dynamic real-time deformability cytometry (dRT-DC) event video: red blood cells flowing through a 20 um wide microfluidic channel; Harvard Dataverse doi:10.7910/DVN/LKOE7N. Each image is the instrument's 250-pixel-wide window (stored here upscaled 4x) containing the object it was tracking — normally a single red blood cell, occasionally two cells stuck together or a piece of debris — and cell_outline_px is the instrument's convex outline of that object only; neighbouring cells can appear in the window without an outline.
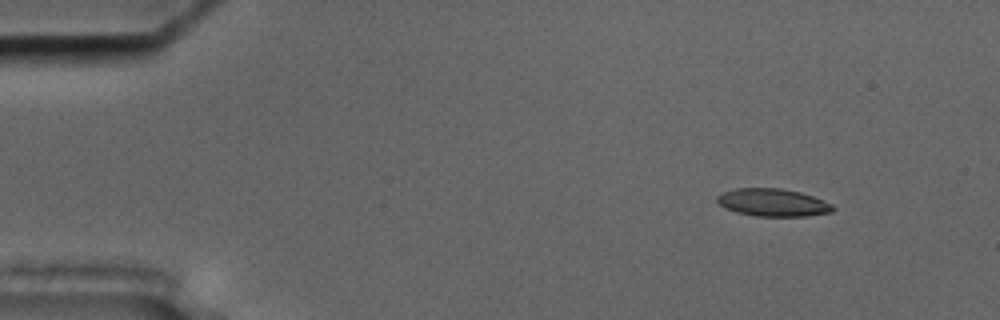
{"species": "common noctule bat (a hibernating species)", "species_latin": "Nyctalus noctula", "temperature_condition": "cold", "stored_images_in_passage": 24, "camera_frame_rate_fps": 3000, "um_per_image_px": 0.085, "animal": {"sex": "male", "body_mass_g": 17.5, "forearm_length_mm": 52.3}, "frame": {"image": 1, "passage_image": 1, "time_ms": 0.0, "image_size_px": [1000, 320], "cell_outline_px": [[836, 208], [832, 212], [804, 216], [756, 216], [736, 212], [720, 204], [716, 200], [716, 196], [724, 192], [736, 188], [780, 188], [800, 192], [812, 196], [832, 204]], "centroid_in_image_um": [65.71, 17.21], "position_along_channel_um": 19.3, "area_um2": 18.5}}